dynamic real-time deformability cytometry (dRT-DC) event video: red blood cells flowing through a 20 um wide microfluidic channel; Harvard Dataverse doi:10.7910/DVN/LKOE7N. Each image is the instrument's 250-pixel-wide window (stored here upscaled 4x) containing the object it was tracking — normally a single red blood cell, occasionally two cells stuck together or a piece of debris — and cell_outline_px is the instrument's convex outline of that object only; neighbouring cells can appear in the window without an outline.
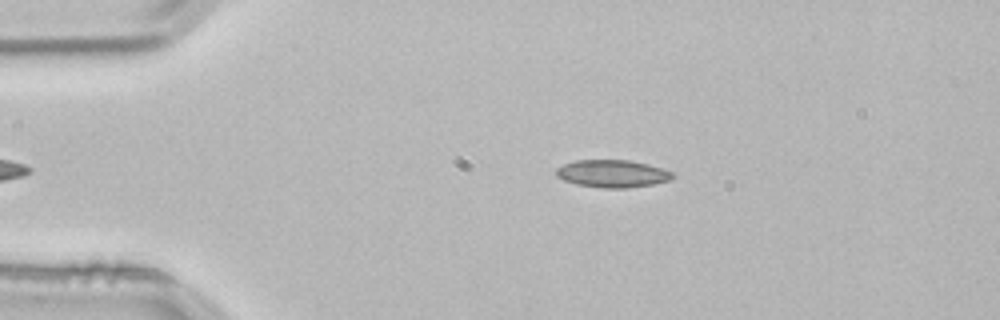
{"species": "common noctule bat (a hibernating species)", "species_latin": "Nyctalus noctula", "temperature_condition": "room temperature", "stored_images_in_passage": 1, "camera_frame_rate_fps": 3000, "um_per_image_px": 0.085, "animal": {"sex": "male", "body_mass_g": 21.5, "forearm_length_mm": 52.0}, "frame": {"image": 1, "passage_image": 1, "time_ms": 0.0, "image_size_px": [1000, 320], "cell_outline_px": [[676, 176], [672, 180], [652, 184], [628, 188], [600, 188], [576, 184], [564, 180], [556, 176], [556, 168], [564, 164], [576, 160], [628, 160], [648, 164], [672, 172]], "centroid_in_image_um": [52.06, 14.76], "position_along_channel_um": 32.9, "area_um2": 18.73}}